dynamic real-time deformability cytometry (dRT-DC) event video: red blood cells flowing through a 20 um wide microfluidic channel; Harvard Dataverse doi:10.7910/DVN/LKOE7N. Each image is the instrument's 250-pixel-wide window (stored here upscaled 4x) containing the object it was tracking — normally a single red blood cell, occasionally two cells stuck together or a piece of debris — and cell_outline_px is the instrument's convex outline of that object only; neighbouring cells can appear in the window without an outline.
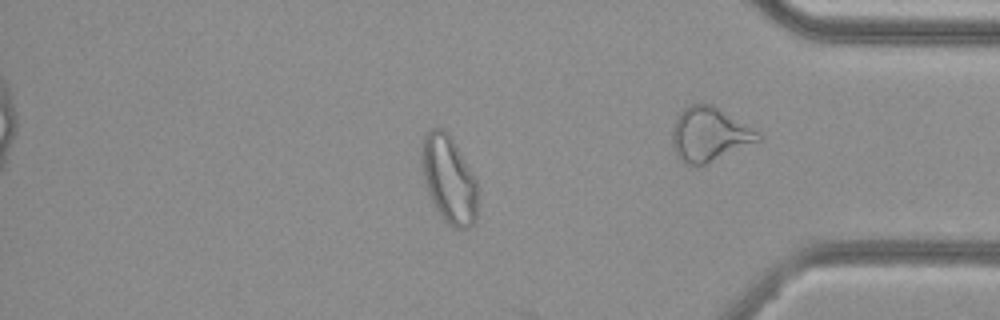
{"species": "common noctule bat (a hibernating species)", "species_latin": "Nyctalus noctula", "temperature_condition": "cold", "stored_images_in_passage": 55, "camera_frame_rate_fps": 3000, "um_per_image_px": 0.085, "animal": {"sex": "female", "body_mass_g": 29.2, "forearm_length_mm": 56.3}, "frame": {"image": 1, "passage_image": 46, "time_ms": 15.0, "image_size_px": [1000, 320], "cell_outline_px": [[476, 220], [468, 228], [456, 228], [448, 224], [444, 220], [436, 208], [424, 184], [420, 168], [420, 148], [424, 136], [432, 128], [444, 128], [448, 132], [472, 172], [476, 180]], "centroid_in_image_um": [38.1, 15.21], "position_along_channel_um": 397.1, "area_um2": 28.61}}